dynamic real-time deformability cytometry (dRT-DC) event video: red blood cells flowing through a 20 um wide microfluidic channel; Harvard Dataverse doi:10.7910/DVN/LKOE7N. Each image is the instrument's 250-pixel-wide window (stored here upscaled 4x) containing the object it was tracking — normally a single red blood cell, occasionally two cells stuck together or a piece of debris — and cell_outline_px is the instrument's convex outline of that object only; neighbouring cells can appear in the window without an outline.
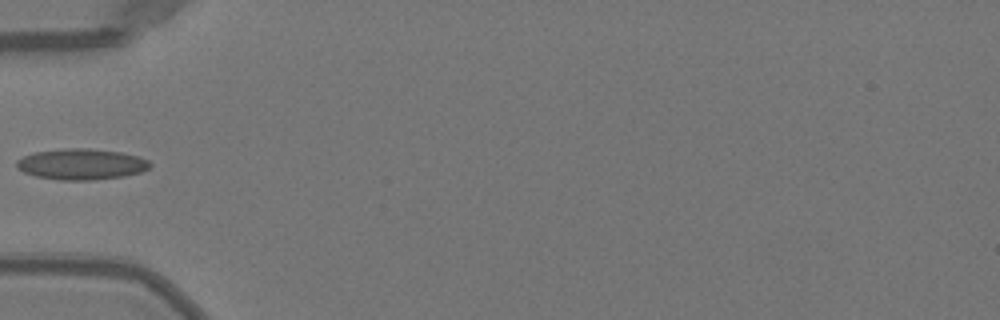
{"species": "Egyptian fruit bat (a non-hibernating species)", "species_latin": "Rousettus aegyptiacus", "temperature_condition": "warm", "stored_images_in_passage": 34, "camera_frame_rate_fps": 3000, "um_per_image_px": 0.085, "animal": {"sex": "female"}, "frame": {"image": 1, "passage_image": 1, "time_ms": 0.0, "image_size_px": [1000, 320], "cell_outline_px": [[152, 164], [148, 168], [140, 172], [124, 176], [92, 180], [60, 180], [36, 176], [24, 172], [16, 168], [16, 160], [24, 156], [36, 152], [64, 148], [88, 148], [120, 152], [140, 156], [148, 160]], "centroid_in_image_um": [6.92, 13.95], "position_along_channel_um": 78.1, "area_um2": 24.04}}